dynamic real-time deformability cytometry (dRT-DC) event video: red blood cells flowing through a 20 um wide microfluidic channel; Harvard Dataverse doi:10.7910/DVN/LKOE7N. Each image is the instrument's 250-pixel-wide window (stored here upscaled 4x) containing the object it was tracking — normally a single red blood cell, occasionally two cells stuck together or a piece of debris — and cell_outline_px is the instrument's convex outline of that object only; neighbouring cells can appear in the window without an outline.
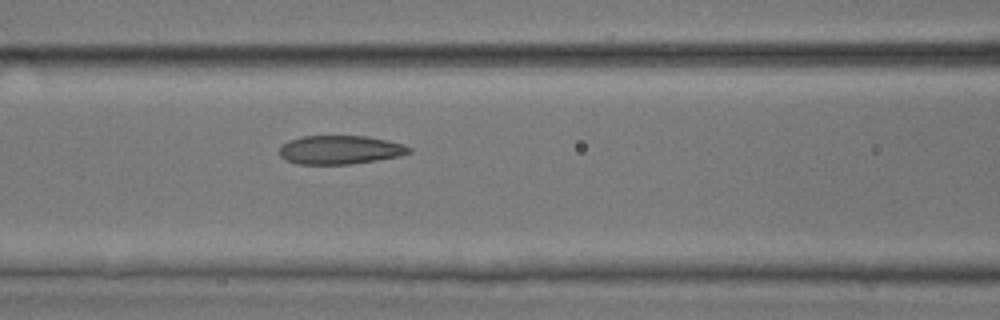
{"species": "common noctule bat (a hibernating species)", "species_latin": "Nyctalus noctula", "temperature_condition": "room temperature", "stored_images_in_passage": 8, "camera_frame_rate_fps": 3000, "um_per_image_px": 0.085, "animal": {"sex": "male", "body_mass_g": 17.9, "forearm_length_mm": 54.2}, "frame": {"image": 1, "passage_image": 7, "time_ms": 8.667, "image_size_px": [1000, 320], "cell_outline_px": [[412, 152], [400, 156], [352, 164], [296, 164], [280, 156], [280, 144], [288, 140], [304, 136], [368, 136], [388, 140], [404, 144], [412, 148]], "centroid_in_image_um": [28.92, 12.73], "position_along_channel_um": 137.7, "area_um2": 21.85}}